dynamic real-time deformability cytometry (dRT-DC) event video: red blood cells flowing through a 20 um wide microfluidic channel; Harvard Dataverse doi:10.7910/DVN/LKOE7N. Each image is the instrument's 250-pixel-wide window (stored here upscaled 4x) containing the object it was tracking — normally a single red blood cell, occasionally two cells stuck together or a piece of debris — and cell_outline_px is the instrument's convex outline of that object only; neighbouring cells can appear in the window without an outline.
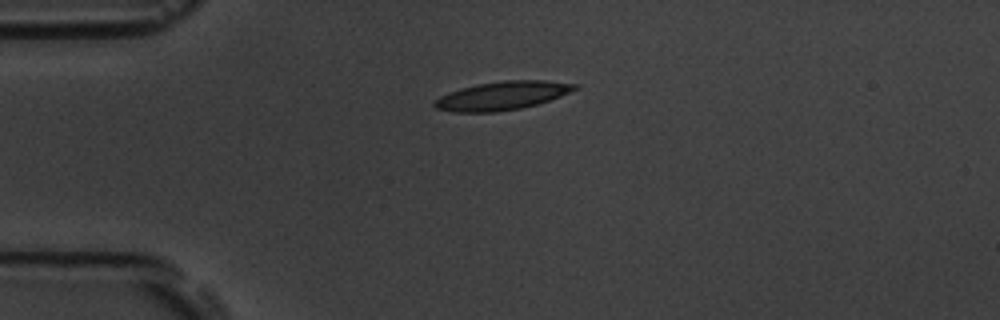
{"species": "common noctule bat (a hibernating species)", "species_latin": "Nyctalus noctula", "temperature_condition": "room temperature", "stored_images_in_passage": 42, "camera_frame_rate_fps": 3000, "um_per_image_px": 0.085, "animal": {"sex": "male", "body_mass_g": 19.5, "forearm_length_mm": 54.6}, "frame": {"image": 1, "passage_image": 1, "time_ms": 0.0, "image_size_px": [1000, 320], "cell_outline_px": [[576, 88], [560, 96], [536, 104], [520, 108], [496, 112], [452, 112], [436, 108], [432, 104], [432, 100], [448, 92], [460, 88], [476, 84], [504, 80], [544, 80], [576, 84]], "centroid_in_image_um": [42.59, 8.13], "position_along_channel_um": 42.4, "area_um2": 23.18}}
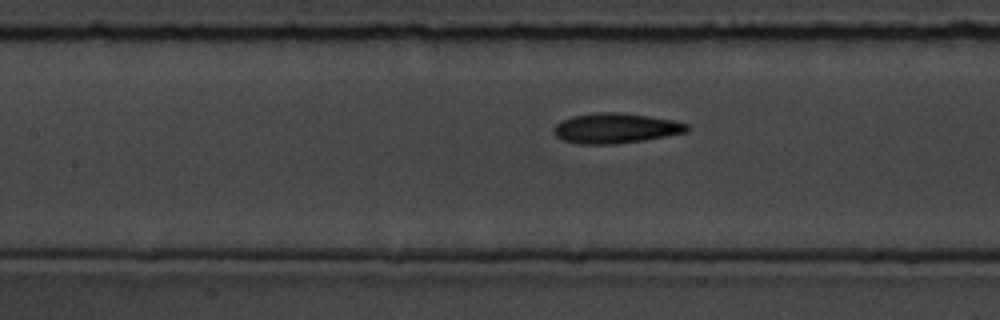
{"frame": {"image": 2, "passage_image": 12, "time_ms": 3.667, "image_size_px": [1000, 320], "cell_outline_px": [[688, 132], [668, 136], [644, 140], [616, 144], [580, 144], [564, 140], [556, 136], [556, 124], [572, 116], [596, 112], [620, 112], [648, 116], [672, 120], [688, 124]], "centroid_in_image_um": [52.37, 10.9], "position_along_channel_um": 155.0, "area_um2": 23.18}}
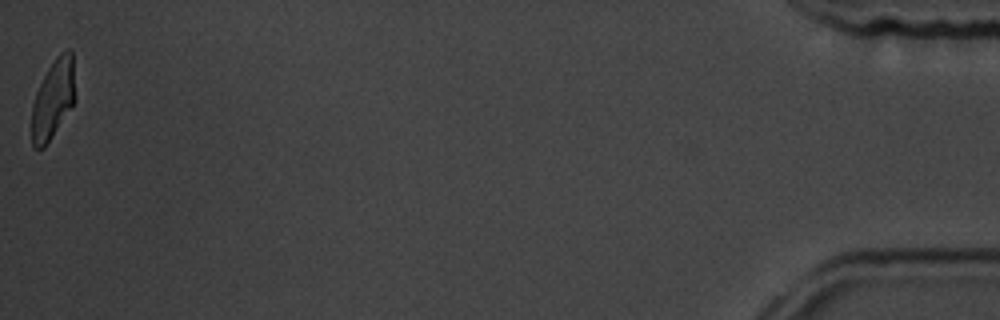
{"frame": {"image": 3, "passage_image": 42, "time_ms": 13.667, "image_size_px": [1000, 320], "cell_outline_px": [[76, 100], [44, 148], [32, 148], [32, 104], [36, 92], [48, 68], [56, 56], [60, 52], [68, 48], [72, 52], [76, 96]], "centroid_in_image_um": [4.53, 8.4], "position_along_channel_um": 430.7, "area_um2": 20.11}, "authors_computed_cell_mechanics": {"area_um2": 22.0796, "velocity_mm_per_s": 3.7459, "shape_relaxation_time_tau1_ms": 2.8686, "shape_relaxation_time_tau2_ms": 2.0111, "deformation_change_tau1": 0.1489, "deformation_change_tau2": 0.0984}}